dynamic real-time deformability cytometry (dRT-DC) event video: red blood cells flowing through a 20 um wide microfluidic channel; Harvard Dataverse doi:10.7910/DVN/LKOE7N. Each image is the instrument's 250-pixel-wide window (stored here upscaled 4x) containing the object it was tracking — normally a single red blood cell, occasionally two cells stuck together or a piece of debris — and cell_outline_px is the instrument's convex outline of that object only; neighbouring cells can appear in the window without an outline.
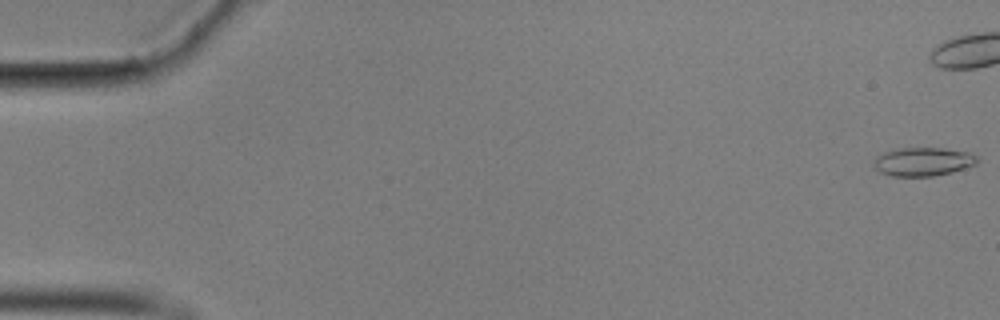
{"species": "common noctule bat (a hibernating species)", "species_latin": "Nyctalus noctula", "temperature_condition": "cold", "stored_images_in_passage": 16, "camera_frame_rate_fps": 3000, "um_per_image_px": 0.085, "animal": {"sex": "male", "body_mass_g": 17.9}, "frame": {"image": 1, "passage_image": 1, "time_ms": 0.0, "image_size_px": [1000, 320], "cell_outline_px": [[976, 164], [952, 172], [932, 176], [892, 176], [880, 172], [872, 164], [876, 156], [884, 152], [904, 148], [940, 148], [972, 152], [976, 156]], "centroid_in_image_um": [78.45, 13.74], "position_along_channel_um": 6.6, "area_um2": 17.11}}